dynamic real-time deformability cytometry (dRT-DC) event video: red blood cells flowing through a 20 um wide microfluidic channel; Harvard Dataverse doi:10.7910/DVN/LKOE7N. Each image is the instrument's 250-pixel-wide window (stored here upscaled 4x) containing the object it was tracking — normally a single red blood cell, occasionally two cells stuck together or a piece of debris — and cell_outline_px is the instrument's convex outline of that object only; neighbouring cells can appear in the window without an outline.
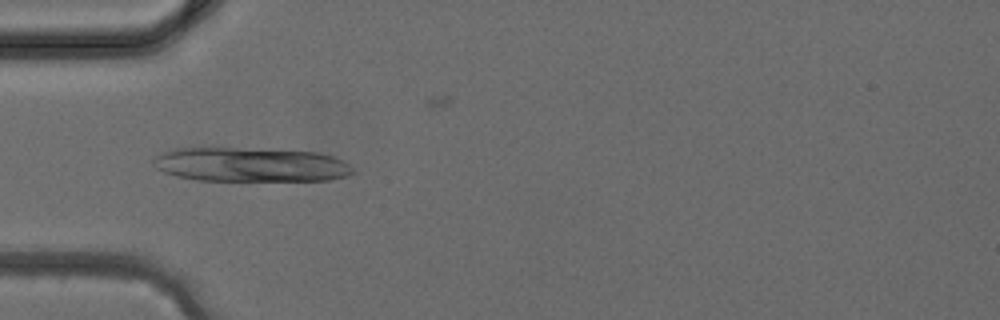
{"species": "common noctule bat (a hibernating species)", "species_latin": "Nyctalus noctula", "temperature_condition": "cold", "stored_images_in_passage": 27, "camera_frame_rate_fps": 3000, "um_per_image_px": 0.085, "animal": {"sex": "female", "body_mass_g": 24.6, "forearm_length_mm": 56.2}, "frame": {"image": 1, "passage_image": 5, "time_ms": 1.333, "image_size_px": [1000, 320], "cell_outline_px": [[356, 172], [348, 176], [328, 180], [196, 180], [176, 176], [164, 172], [156, 168], [152, 164], [152, 160], [160, 152], [176, 148], [236, 148], [316, 152], [332, 156], [344, 160]], "centroid_in_image_um": [21.27, 13.99], "position_along_channel_um": 63.7, "area_um2": 39.77}}
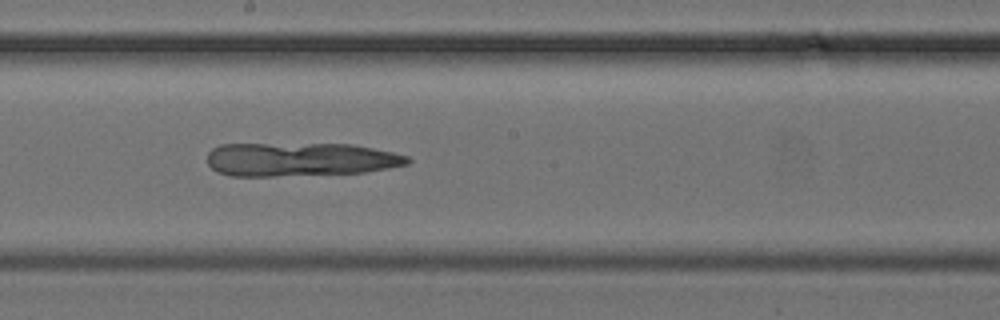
{"frame": {"image": 2, "passage_image": 14, "time_ms": 4.333, "image_size_px": [1000, 320], "cell_outline_px": [[412, 160], [408, 164], [388, 168], [364, 172], [276, 176], [232, 176], [216, 172], [208, 164], [208, 152], [212, 148], [220, 144], [352, 144], [392, 152], [408, 156]], "centroid_in_image_um": [25.48, 13.55], "position_along_channel_um": 222.7, "area_um2": 39.3}}
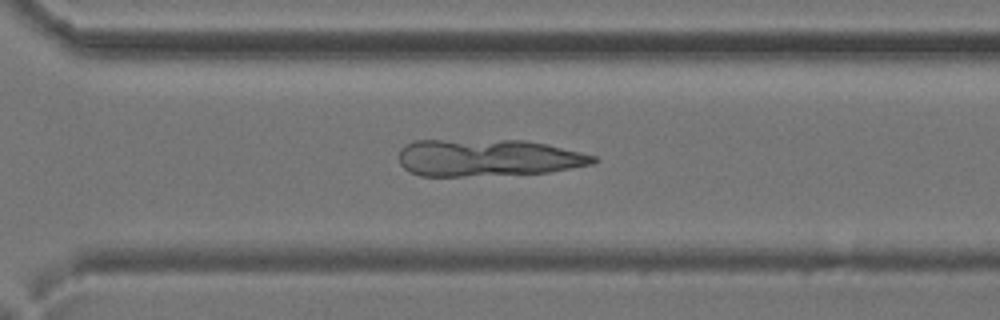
{"frame": {"image": 3, "passage_image": 20, "time_ms": 6.333, "image_size_px": [1000, 320], "cell_outline_px": [[600, 160], [592, 164], [548, 172], [464, 176], [420, 176], [408, 172], [400, 164], [400, 148], [412, 140], [524, 140], [548, 144], [596, 156]], "centroid_in_image_um": [41.44, 13.4], "position_along_channel_um": 329.2, "area_um2": 42.14}}